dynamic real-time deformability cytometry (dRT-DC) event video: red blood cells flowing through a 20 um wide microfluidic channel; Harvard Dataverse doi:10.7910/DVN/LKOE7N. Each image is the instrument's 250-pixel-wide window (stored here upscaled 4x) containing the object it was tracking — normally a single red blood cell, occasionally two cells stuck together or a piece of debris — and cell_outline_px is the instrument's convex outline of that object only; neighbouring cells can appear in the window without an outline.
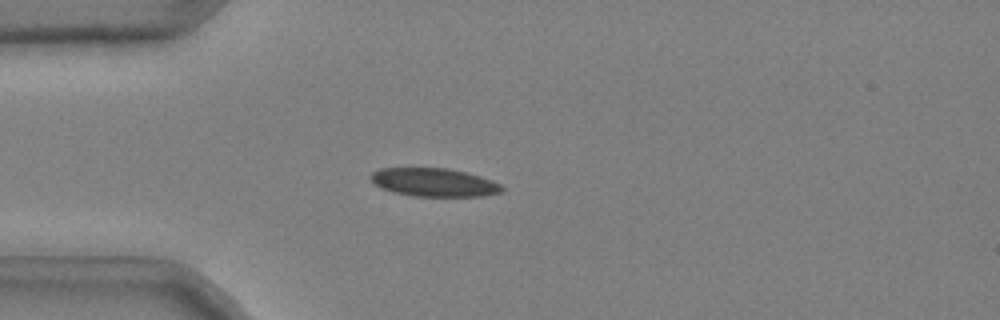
{"species": "common noctule bat (a hibernating species)", "species_latin": "Nyctalus noctula", "temperature_condition": "cold", "stored_images_in_passage": 41, "camera_frame_rate_fps": 3000, "um_per_image_px": 0.085, "animal": {"sex": "male", "body_mass_g": 20.4}, "frame": {"image": 1, "passage_image": 4, "time_ms": 1.0, "image_size_px": [1000, 320], "cell_outline_px": [[504, 188], [500, 192], [484, 196], [412, 196], [380, 188], [372, 180], [372, 172], [380, 168], [448, 168], [480, 176], [492, 180], [500, 184]], "centroid_in_image_um": [36.91, 15.5], "position_along_channel_um": 48.1, "area_um2": 21.44}}
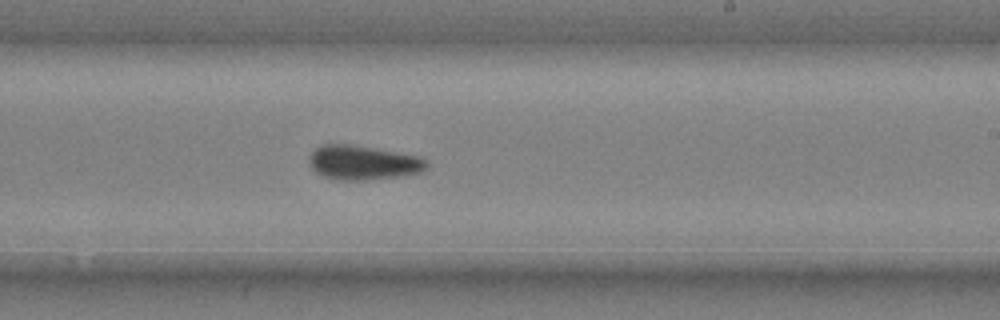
{"frame": {"image": 2, "passage_image": 22, "time_ms": 7.0, "image_size_px": [1000, 320], "cell_outline_px": [[428, 168], [420, 172], [404, 176], [360, 180], [340, 180], [324, 176], [316, 172], [312, 168], [308, 160], [308, 156], [320, 144], [352, 144], [376, 148], [420, 156], [428, 164]], "centroid_in_image_um": [30.86, 13.81], "position_along_channel_um": 258.1, "area_um2": 23.64}}
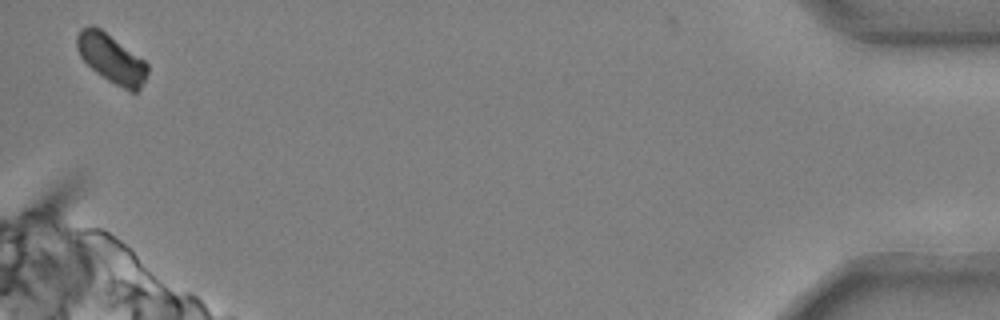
{"frame": {"image": 3, "passage_image": 41, "time_ms": 13.333, "image_size_px": [1000, 320], "cell_outline_px": [[148, 72], [140, 88], [136, 92], [132, 92], [108, 80], [96, 72], [80, 56], [76, 48], [76, 36], [80, 28], [88, 24], [92, 24], [100, 28], [144, 60], [148, 64]], "centroid_in_image_um": [9.44, 4.94], "position_along_channel_um": 425.8, "area_um2": 19.88}, "authors_computed_cell_mechanics": {"area_um2": 22.6576, "velocity_mm_per_s": 3.7021, "shape_relaxation_time_tau1_ms": 4.4196, "shape_relaxation_time_tau2_ms": 5.4066, "deformation_change_tau1": 0.1036, "deformation_change_tau2": 0.0884}}